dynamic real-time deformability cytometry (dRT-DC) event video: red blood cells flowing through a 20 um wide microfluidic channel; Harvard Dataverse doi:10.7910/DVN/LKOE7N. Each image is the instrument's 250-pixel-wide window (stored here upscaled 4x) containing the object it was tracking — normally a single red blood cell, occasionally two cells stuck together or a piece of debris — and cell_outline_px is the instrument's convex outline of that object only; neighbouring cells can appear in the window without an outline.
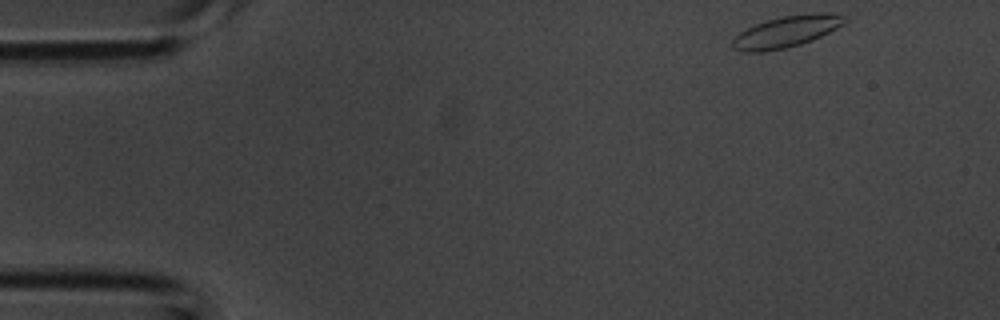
{"species": "common noctule bat (a hibernating species)", "species_latin": "Nyctalus noctula", "temperature_condition": "room temperature", "stored_images_in_passage": 39, "camera_frame_rate_fps": 3000, "um_per_image_px": 0.085, "animal": {"sex": "male", "body_mass_g": 20.1, "forearm_length_mm": 53.5}, "frame": {"image": 1, "passage_image": 1, "time_ms": 0.0, "image_size_px": [1000, 320], "cell_outline_px": [[848, 20], [844, 24], [812, 40], [788, 48], [764, 52], [740, 52], [732, 48], [732, 40], [740, 32], [756, 24], [768, 20], [784, 16], [820, 12], [824, 12], [848, 16]], "centroid_in_image_um": [66.85, 2.7], "position_along_channel_um": 18.1, "area_um2": 20.52}}
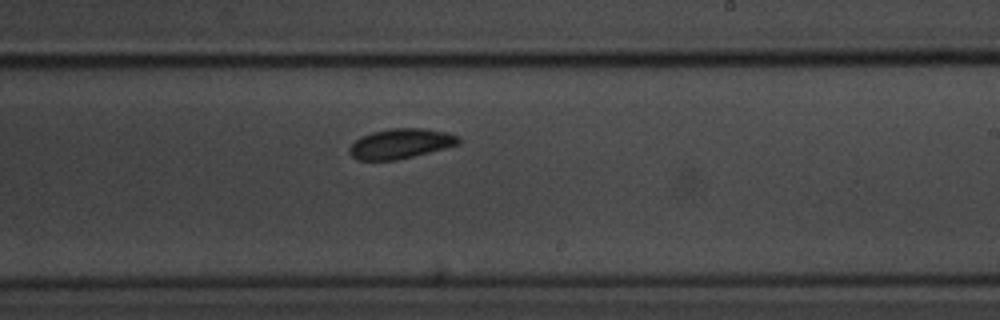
{"frame": {"image": 2, "passage_image": 22, "time_ms": 7.0, "image_size_px": [1000, 320], "cell_outline_px": [[460, 144], [396, 160], [356, 160], [348, 152], [348, 148], [360, 136], [372, 132], [388, 128], [424, 128], [448, 132], [460, 136]], "centroid_in_image_um": [34.04, 12.19], "position_along_channel_um": 255.0, "area_um2": 19.13}}
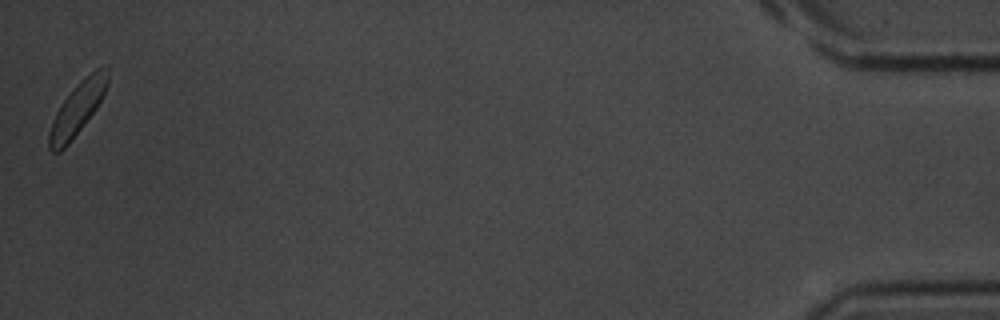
{"frame": {"image": 3, "passage_image": 39, "time_ms": 12.667, "image_size_px": [1000, 320], "cell_outline_px": [[108, 80], [104, 92], [96, 108], [68, 144], [60, 152], [52, 152], [48, 148], [48, 132], [52, 120], [56, 112], [64, 100], [80, 80], [96, 68], [108, 68]], "centroid_in_image_um": [6.53, 9.26], "position_along_channel_um": 428.7, "area_um2": 17.46}}